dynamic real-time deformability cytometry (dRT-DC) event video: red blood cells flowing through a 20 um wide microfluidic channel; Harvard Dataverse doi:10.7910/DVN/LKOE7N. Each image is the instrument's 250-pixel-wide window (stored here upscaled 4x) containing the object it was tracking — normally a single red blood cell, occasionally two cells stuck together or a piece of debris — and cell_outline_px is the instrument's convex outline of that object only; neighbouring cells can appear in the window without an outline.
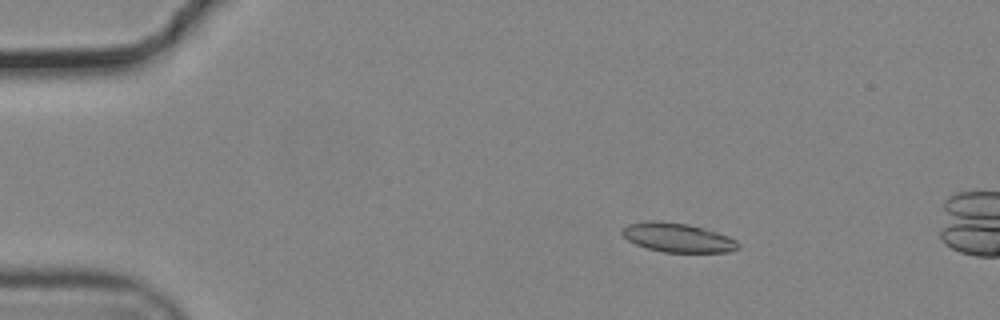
{"species": "common noctule bat (a hibernating species)", "species_latin": "Nyctalus noctula", "temperature_condition": "cold", "stored_images_in_passage": 56, "camera_frame_rate_fps": 3000, "um_per_image_px": 0.085, "animal": {"sex": "male", "body_mass_g": 19.2, "forearm_length_mm": 51.8}, "frame": {"image": 1, "passage_image": 9, "time_ms": 2.667, "image_size_px": [1000, 320], "cell_outline_px": [[740, 248], [732, 252], [664, 252], [648, 248], [636, 244], [628, 240], [620, 232], [628, 224], [644, 220], [660, 220], [688, 224], [704, 228], [728, 236], [736, 240], [740, 244]], "centroid_in_image_um": [57.61, 20.18], "position_along_channel_um": 27.4, "area_um2": 19.83}}
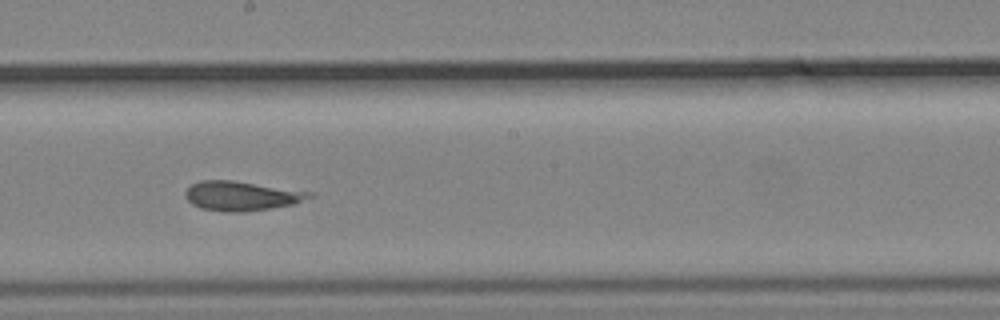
{"frame": {"image": 2, "passage_image": 31, "time_ms": 10.0, "image_size_px": [1000, 320], "cell_outline_px": [[316, 196], [292, 204], [272, 208], [244, 212], [220, 212], [200, 208], [192, 204], [188, 200], [184, 192], [192, 184], [200, 180], [232, 180], [316, 192]], "centroid_in_image_um": [20.57, 16.65], "position_along_channel_um": 227.6, "area_um2": 21.56}}
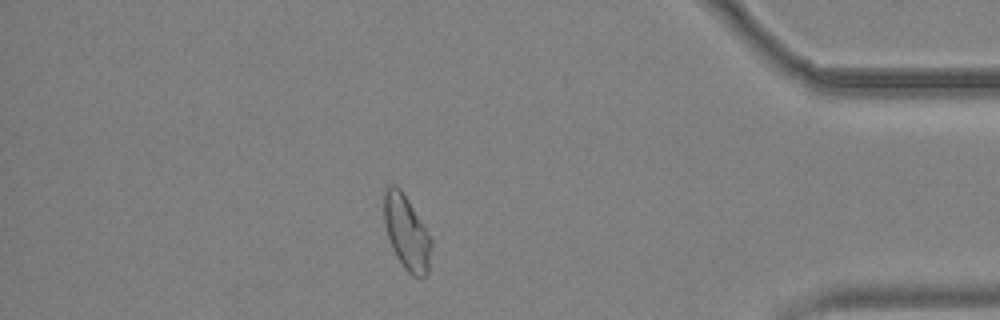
{"frame": {"image": 3, "passage_image": 48, "time_ms": 15.667, "image_size_px": [1000, 320], "cell_outline_px": [[432, 244], [428, 272], [420, 280], [412, 276], [404, 268], [396, 256], [392, 248], [384, 224], [384, 188], [392, 184], [396, 184], [400, 188], [408, 200], [432, 240]], "centroid_in_image_um": [34.55, 19.79], "position_along_channel_um": 400.6, "area_um2": 20.46}}